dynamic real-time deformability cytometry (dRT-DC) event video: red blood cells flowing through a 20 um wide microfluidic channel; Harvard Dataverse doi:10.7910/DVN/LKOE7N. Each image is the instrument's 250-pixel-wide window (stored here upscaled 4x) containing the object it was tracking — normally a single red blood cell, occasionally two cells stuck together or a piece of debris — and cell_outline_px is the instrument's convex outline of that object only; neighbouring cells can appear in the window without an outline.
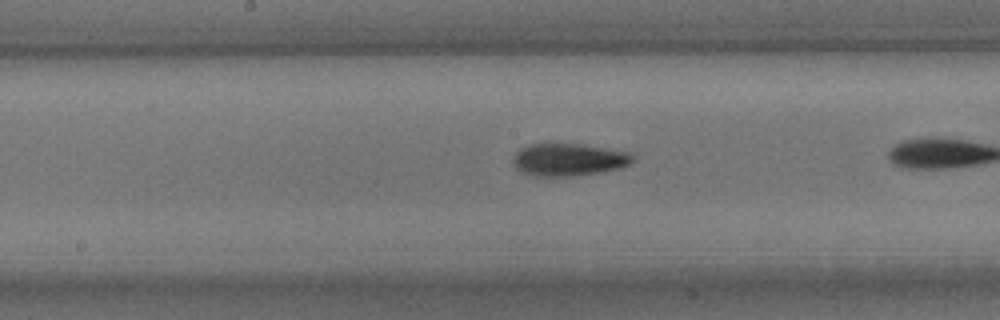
{"species": "common noctule bat (a hibernating species)", "species_latin": "Nyctalus noctula", "temperature_condition": "room temperature", "stored_images_in_passage": 34, "camera_frame_rate_fps": 3000, "um_per_image_px": 0.085, "animal": {"sex": "male", "body_mass_g": 15.6}, "frame": {"image": 1, "passage_image": 20, "time_ms": 6.333, "image_size_px": [1000, 320], "cell_outline_px": [[636, 160], [620, 168], [600, 172], [572, 176], [532, 176], [520, 172], [516, 168], [512, 160], [516, 152], [520, 148], [532, 144], [584, 144], [632, 152], [636, 156]], "centroid_in_image_um": [48.37, 13.57], "position_along_channel_um": 199.8, "area_um2": 22.95}}